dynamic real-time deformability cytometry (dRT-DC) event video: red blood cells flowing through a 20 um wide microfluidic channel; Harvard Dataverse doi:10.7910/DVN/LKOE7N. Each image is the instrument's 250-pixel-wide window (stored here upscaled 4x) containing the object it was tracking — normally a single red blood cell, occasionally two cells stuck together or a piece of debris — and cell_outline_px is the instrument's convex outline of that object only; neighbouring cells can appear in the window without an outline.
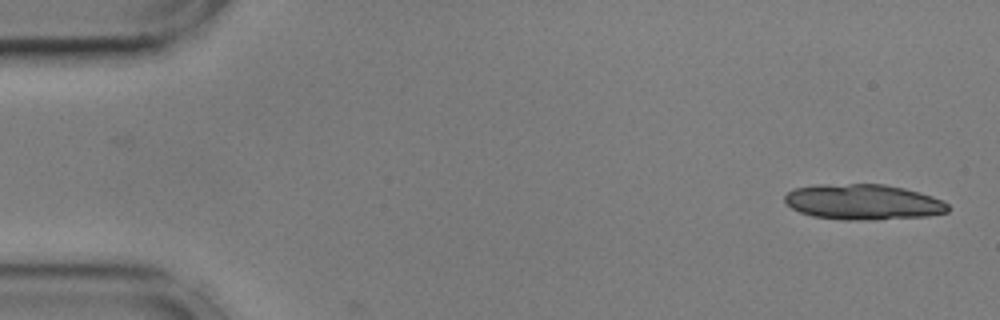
{"species": "common noctule bat (a hibernating species)", "species_latin": "Nyctalus noctula", "temperature_condition": "cold", "stored_images_in_passage": 3, "camera_frame_rate_fps": 3000, "um_per_image_px": 0.085, "animal": {"sex": "male", "body_mass_g": 17.9, "forearm_length_mm": 54.2}, "frame": {"image": 1, "passage_image": 1, "time_ms": 0.0, "image_size_px": [1000, 320], "cell_outline_px": [[948, 212], [928, 216], [860, 220], [840, 220], [812, 216], [800, 212], [792, 208], [784, 200], [784, 196], [792, 188], [816, 184], [884, 184], [904, 188], [920, 192], [944, 200], [948, 204]], "centroid_in_image_um": [73.35, 17.16], "position_along_channel_um": 11.6, "area_um2": 33.99}}